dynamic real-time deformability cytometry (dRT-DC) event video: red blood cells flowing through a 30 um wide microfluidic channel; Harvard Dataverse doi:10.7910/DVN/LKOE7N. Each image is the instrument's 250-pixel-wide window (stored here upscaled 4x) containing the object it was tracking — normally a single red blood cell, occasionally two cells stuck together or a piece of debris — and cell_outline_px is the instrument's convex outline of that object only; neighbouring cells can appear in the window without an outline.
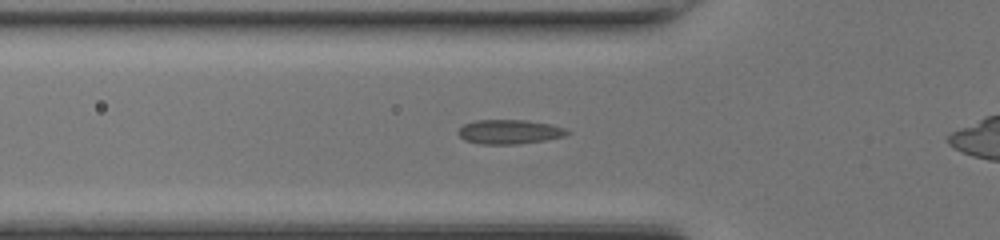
{"species": "common noctule bat (a hibernating species)", "species_latin": "Nyctalus noctula", "temperature_condition": "room temperature", "stored_images_in_passage": 32, "camera_frame_rate_fps": 3000, "um_per_image_px": 0.085, "animal": {"sex": "female", "body_mass_g": 17.0, "forearm_length_mm": 48.0}, "frame": {"image": 1, "passage_image": 9, "time_ms": 2.667, "image_size_px": [1000, 240], "cell_outline_px": [[572, 132], [568, 136], [544, 140], [516, 144], [480, 144], [464, 140], [456, 132], [464, 124], [476, 120], [528, 120], [552, 124], [564, 128]], "centroid_in_image_um": [43.33, 11.2], "position_along_channel_um": 82.5, "area_um2": 15.61}}
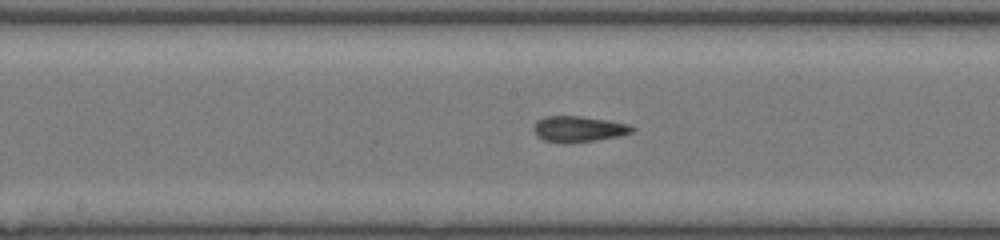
{"frame": {"image": 2, "passage_image": 17, "time_ms": 5.333, "image_size_px": [1000, 240], "cell_outline_px": [[636, 128], [632, 132], [620, 136], [596, 140], [560, 144], [544, 140], [536, 136], [532, 128], [536, 120], [544, 116], [580, 116], [608, 120], [628, 124]], "centroid_in_image_um": [49.13, 10.97], "position_along_channel_um": 199.1, "area_um2": 15.09}}
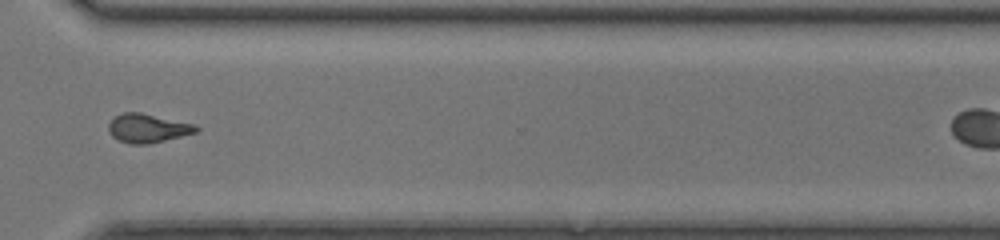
{"frame": {"image": 3, "passage_image": 28, "time_ms": 9.0, "image_size_px": [1000, 240], "cell_outline_px": [[200, 128], [196, 132], [148, 144], [128, 144], [116, 140], [108, 132], [108, 124], [116, 116], [124, 112], [140, 112], [196, 124]], "centroid_in_image_um": [12.53, 10.9], "position_along_channel_um": 358.1, "area_um2": 14.74}}